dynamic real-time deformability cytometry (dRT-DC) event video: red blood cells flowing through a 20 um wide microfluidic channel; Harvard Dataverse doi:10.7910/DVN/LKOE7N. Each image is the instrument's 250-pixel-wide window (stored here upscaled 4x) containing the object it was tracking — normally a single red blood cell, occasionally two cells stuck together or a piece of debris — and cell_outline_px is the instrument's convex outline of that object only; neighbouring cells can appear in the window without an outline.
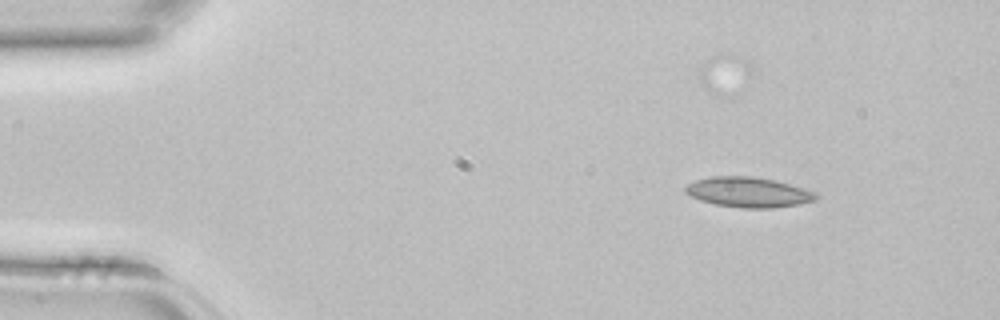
{"species": "common noctule bat (a hibernating species)", "species_latin": "Nyctalus noctula", "temperature_condition": "room temperature", "stored_images_in_passage": 4, "camera_frame_rate_fps": 3000, "um_per_image_px": 0.085, "animal": {"sex": "female", "body_mass_g": 22.7, "forearm_length_mm": 54.2}, "frame": {"image": 1, "passage_image": 1, "time_ms": 0.0, "image_size_px": [1000, 320], "cell_outline_px": [[820, 196], [816, 200], [800, 204], [772, 208], [744, 208], [716, 204], [700, 200], [684, 192], [684, 188], [688, 184], [696, 180], [712, 176], [752, 176], [772, 180], [804, 188], [816, 192]], "centroid_in_image_um": [63.64, 16.34], "position_along_channel_um": 21.4, "area_um2": 22.83}}
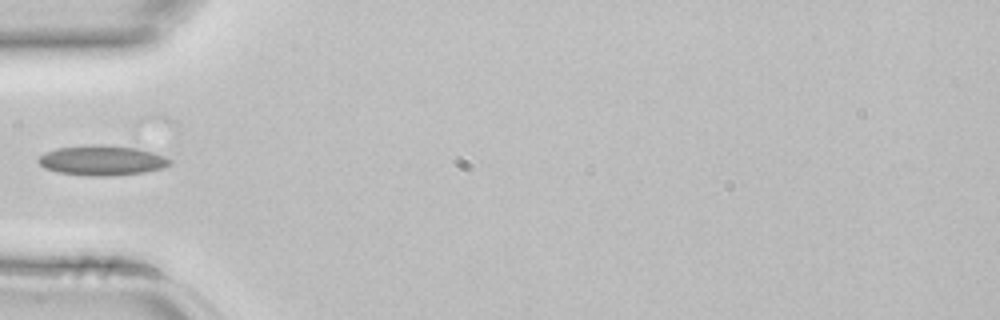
{"frame": {"image": 2, "passage_image": 3, "time_ms": 0.667, "image_size_px": [1000, 320], "cell_outline_px": [[172, 164], [164, 168], [144, 172], [112, 176], [92, 176], [60, 172], [44, 168], [36, 160], [44, 152], [56, 148], [96, 144], [136, 148], [152, 152], [164, 156], [172, 160]], "centroid_in_image_um": [8.68, 13.63], "position_along_channel_um": 76.3, "area_um2": 22.95}}